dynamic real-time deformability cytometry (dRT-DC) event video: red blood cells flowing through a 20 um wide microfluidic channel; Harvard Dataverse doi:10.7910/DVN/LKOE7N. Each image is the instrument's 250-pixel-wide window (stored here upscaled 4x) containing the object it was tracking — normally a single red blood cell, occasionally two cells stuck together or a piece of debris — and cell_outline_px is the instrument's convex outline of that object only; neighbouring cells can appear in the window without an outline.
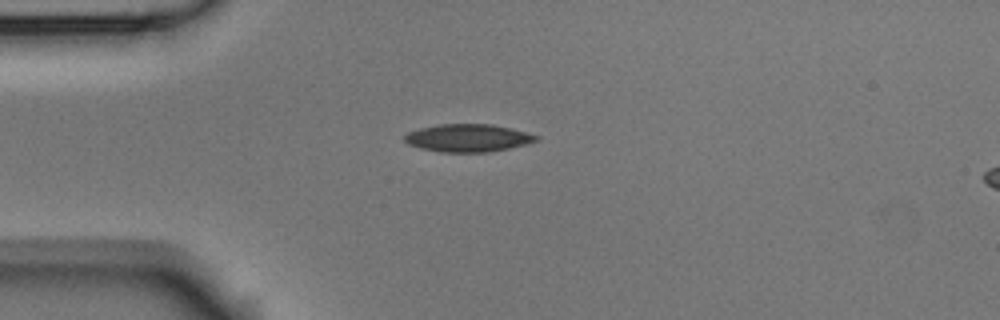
{"species": "Egyptian fruit bat (a non-hibernating species)", "species_latin": "Rousettus aegyptiacus", "temperature_condition": "room temperature", "stored_images_in_passage": 5, "camera_frame_rate_fps": 3000, "um_per_image_px": 0.085, "animal": {"sex": "male"}, "frame": {"image": 1, "passage_image": 2, "time_ms": 0.333, "image_size_px": [1000, 320], "cell_outline_px": [[540, 136], [536, 140], [524, 144], [508, 148], [488, 152], [440, 152], [420, 148], [408, 144], [404, 140], [404, 136], [408, 132], [420, 128], [440, 124], [492, 124], [512, 128]], "centroid_in_image_um": [39.75, 11.72], "position_along_channel_um": 45.3, "area_um2": 21.15}}
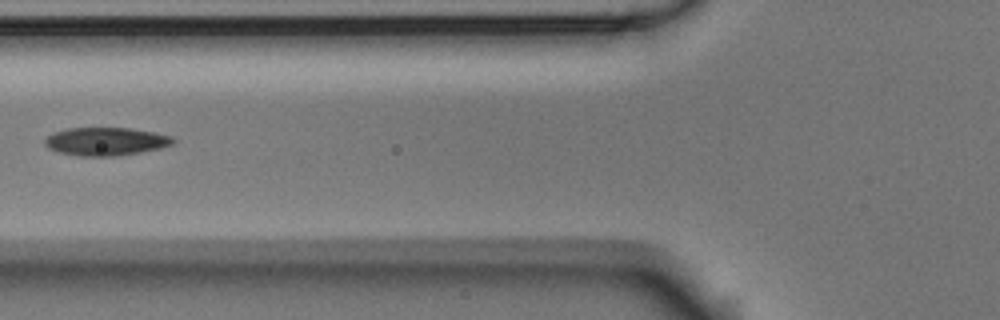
{"frame": {"image": 2, "passage_image": 4, "time_ms": 1.0, "image_size_px": [1000, 320], "cell_outline_px": [[176, 140], [172, 144], [160, 148], [140, 152], [116, 156], [80, 156], [56, 152], [48, 148], [44, 144], [44, 140], [48, 136], [56, 132], [68, 128], [128, 128], [156, 132], [172, 136]], "centroid_in_image_um": [9.0, 12.02], "position_along_channel_um": 116.8, "area_um2": 21.04}}
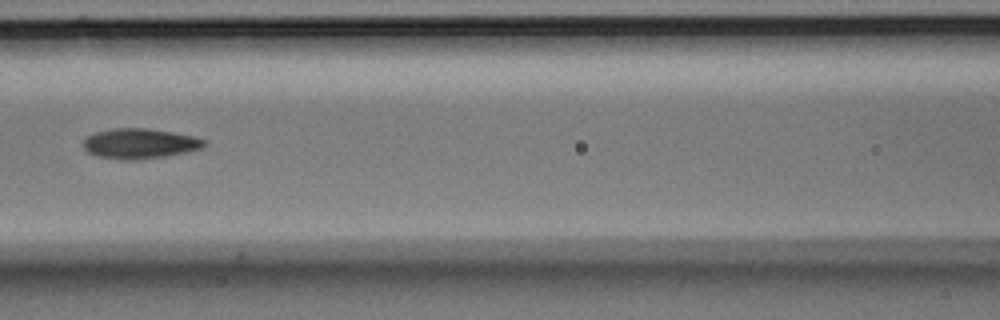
{"frame": {"image": 3, "passage_image": 5, "time_ms": 1.333, "image_size_px": [1000, 320], "cell_outline_px": [[208, 144], [204, 148], [188, 152], [164, 156], [136, 160], [120, 160], [100, 156], [88, 152], [84, 148], [84, 140], [88, 136], [96, 132], [112, 128], [148, 128], [172, 132], [192, 136], [208, 140]], "centroid_in_image_um": [11.94, 12.2], "position_along_channel_um": 154.7, "area_um2": 21.33}}